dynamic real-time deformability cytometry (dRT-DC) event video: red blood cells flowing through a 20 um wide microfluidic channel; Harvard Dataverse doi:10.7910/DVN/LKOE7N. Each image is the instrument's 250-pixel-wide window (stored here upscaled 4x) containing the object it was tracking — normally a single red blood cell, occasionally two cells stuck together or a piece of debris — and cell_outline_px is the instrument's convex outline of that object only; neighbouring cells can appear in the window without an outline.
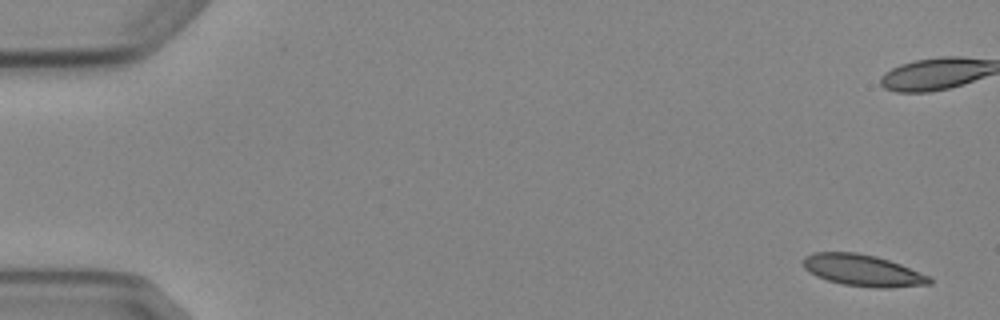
{"species": "Egyptian fruit bat (a non-hibernating species)", "species_latin": "Rousettus aegyptiacus", "temperature_condition": "cold", "stored_images_in_passage": 6, "camera_frame_rate_fps": 3000, "um_per_image_px": 0.085, "animal": {"sex": "female"}, "frame": {"image": 1, "passage_image": 1, "time_ms": 0.0, "image_size_px": [1000, 320], "cell_outline_px": [[932, 284], [888, 288], [872, 288], [844, 284], [828, 280], [816, 276], [808, 272], [804, 268], [804, 256], [812, 252], [856, 252], [876, 256], [900, 264], [932, 276]], "centroid_in_image_um": [73.36, 22.98], "position_along_channel_um": 11.6, "area_um2": 23.41}}